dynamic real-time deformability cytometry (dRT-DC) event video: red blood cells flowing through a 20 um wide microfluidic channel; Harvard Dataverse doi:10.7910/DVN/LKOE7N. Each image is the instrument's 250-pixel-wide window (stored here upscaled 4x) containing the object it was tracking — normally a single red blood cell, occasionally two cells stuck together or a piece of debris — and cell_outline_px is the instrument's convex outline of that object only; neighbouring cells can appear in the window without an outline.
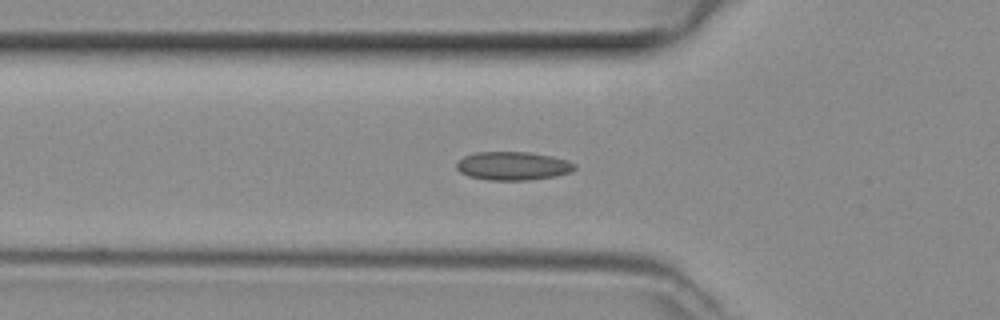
{"species": "common noctule bat (a hibernating species)", "species_latin": "Nyctalus noctula", "temperature_condition": "room temperature", "stored_images_in_passage": 48, "camera_frame_rate_fps": 3000, "um_per_image_px": 0.085, "animal": {"sex": "female", "body_mass_g": 29.2, "forearm_length_mm": 56.3}, "frame": {"image": 1, "passage_image": 15, "time_ms": 4.667, "image_size_px": [1000, 320], "cell_outline_px": [[576, 168], [572, 172], [556, 176], [528, 180], [488, 180], [468, 176], [460, 172], [456, 168], [456, 160], [464, 156], [476, 152], [528, 152], [552, 156], [568, 160], [576, 164]], "centroid_in_image_um": [43.6, 14.1], "position_along_channel_um": 82.2, "area_um2": 19.83}}
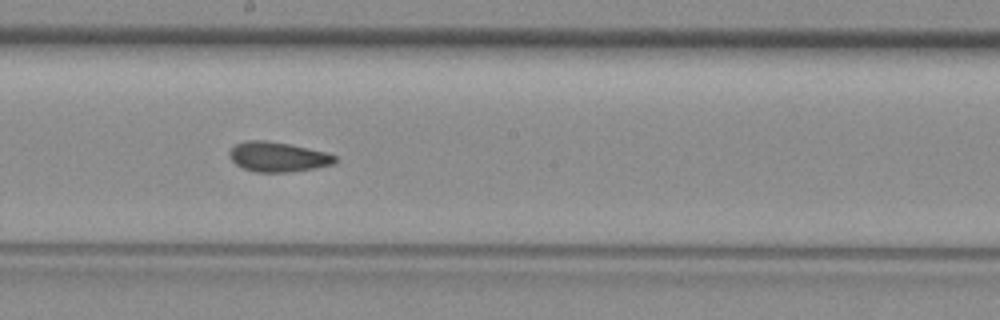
{"frame": {"image": 2, "passage_image": 25, "time_ms": 8.0, "image_size_px": [1000, 320], "cell_outline_px": [[340, 160], [336, 164], [316, 168], [288, 172], [256, 172], [244, 168], [236, 164], [232, 160], [228, 152], [236, 144], [248, 140], [268, 140], [328, 152], [336, 156]], "centroid_in_image_um": [23.69, 13.33], "position_along_channel_um": 224.5, "area_um2": 18.5}}
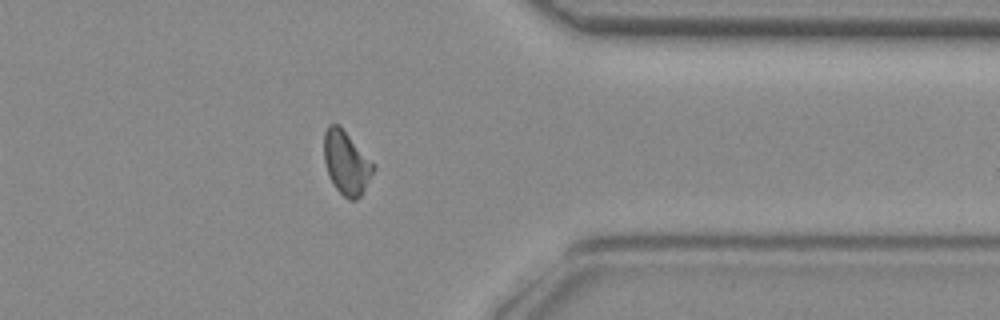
{"frame": {"image": 3, "passage_image": 37, "time_ms": 12.0, "image_size_px": [1000, 320], "cell_outline_px": [[376, 168], [364, 192], [356, 200], [348, 200], [332, 184], [328, 176], [324, 160], [324, 132], [328, 124], [336, 124], [376, 164]], "centroid_in_image_um": [29.45, 13.89], "position_along_channel_um": 381.9, "area_um2": 18.26}}